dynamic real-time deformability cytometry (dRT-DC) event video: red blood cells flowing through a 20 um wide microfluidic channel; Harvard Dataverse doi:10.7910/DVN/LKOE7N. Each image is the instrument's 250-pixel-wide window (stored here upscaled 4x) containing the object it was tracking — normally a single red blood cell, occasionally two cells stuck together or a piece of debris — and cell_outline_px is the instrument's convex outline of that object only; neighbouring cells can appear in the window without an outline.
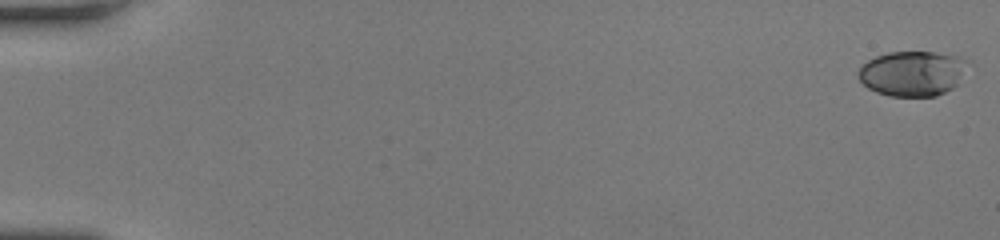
{"species": "human", "species_latin": "Homo sapiens", "temperature_condition": "room temperature", "stored_images_in_passage": 28, "camera_frame_rate_fps": 3000, "um_per_image_px": 0.085, "donor": {"sex": "female"}, "frame": {"image": 1, "passage_image": 1, "time_ms": 0.0, "image_size_px": [1000, 240], "cell_outline_px": [[972, 60], [956, 84], [952, 88], [936, 96], [888, 96], [876, 92], [868, 88], [860, 80], [856, 72], [868, 60], [876, 56], [888, 52], [932, 52], [960, 56]], "centroid_in_image_um": [77.58, 6.23], "position_along_channel_um": 7.4, "area_um2": 28.9}}
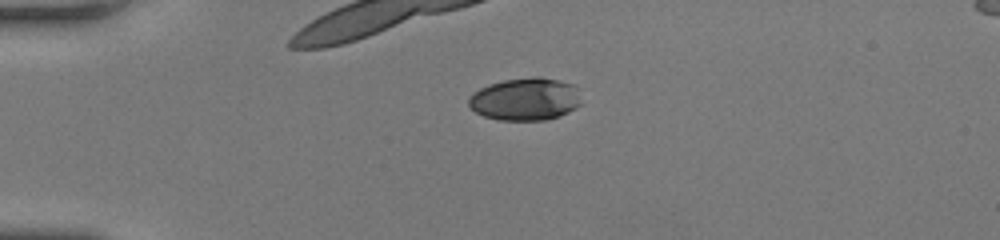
{"frame": {"image": 2, "passage_image": 14, "time_ms": 4.333, "image_size_px": [1000, 240], "cell_outline_px": [[580, 104], [576, 108], [560, 116], [544, 120], [500, 120], [484, 116], [476, 112], [468, 104], [468, 100], [480, 88], [488, 84], [504, 80], [532, 76], [540, 76], [572, 84]], "centroid_in_image_um": [44.62, 8.43], "position_along_channel_um": 40.4, "area_um2": 27.57}}